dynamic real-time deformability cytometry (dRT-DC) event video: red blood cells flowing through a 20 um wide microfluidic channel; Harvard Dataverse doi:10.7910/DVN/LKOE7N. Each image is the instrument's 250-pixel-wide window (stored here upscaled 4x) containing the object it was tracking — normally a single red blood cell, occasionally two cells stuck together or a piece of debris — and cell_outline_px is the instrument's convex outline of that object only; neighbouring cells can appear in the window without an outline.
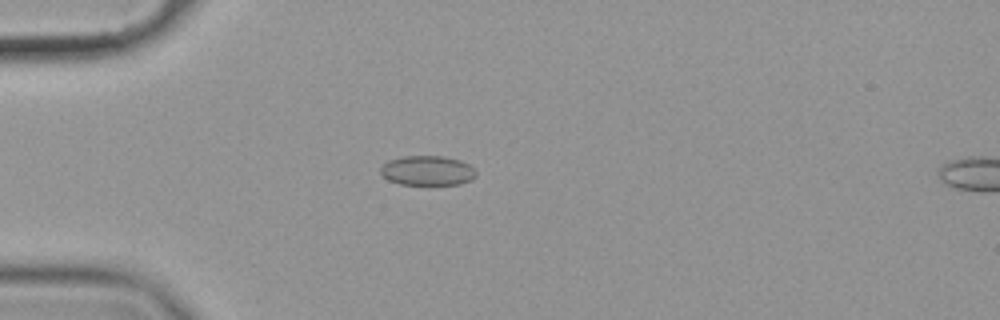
{"species": "common noctule bat (a hibernating species)", "species_latin": "Nyctalus noctula", "temperature_condition": "cold", "stored_images_in_passage": 58, "camera_frame_rate_fps": 3000, "um_per_image_px": 0.085, "animal": {"sex": "female", "body_mass_g": 19.9}, "frame": {"image": 1, "passage_image": 17, "time_ms": 5.333, "image_size_px": [1000, 320], "cell_outline_px": [[476, 176], [472, 180], [460, 184], [400, 184], [388, 180], [380, 172], [380, 168], [388, 160], [404, 156], [444, 156], [460, 160], [468, 164], [476, 172]], "centroid_in_image_um": [36.33, 14.5], "position_along_channel_um": 48.7, "area_um2": 16.47}}
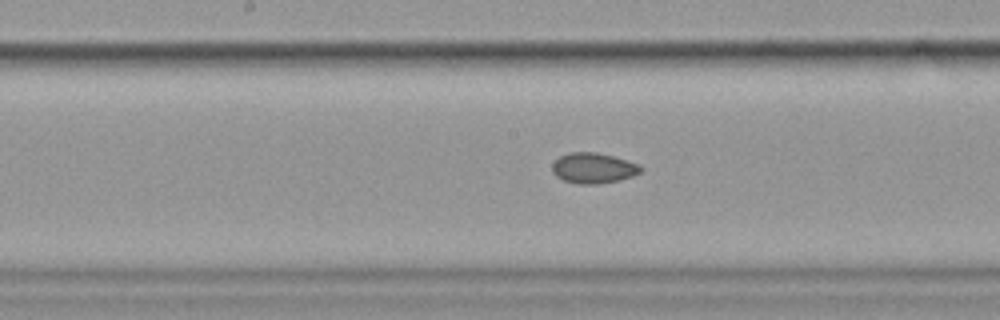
{"frame": {"image": 2, "passage_image": 31, "time_ms": 10.0, "image_size_px": [1000, 320], "cell_outline_px": [[644, 168], [640, 172], [632, 176], [620, 180], [596, 184], [580, 184], [564, 180], [556, 176], [552, 172], [552, 164], [560, 156], [568, 152], [596, 152], [612, 156], [636, 164]], "centroid_in_image_um": [50.4, 14.29], "position_along_channel_um": 197.8, "area_um2": 15.55}}
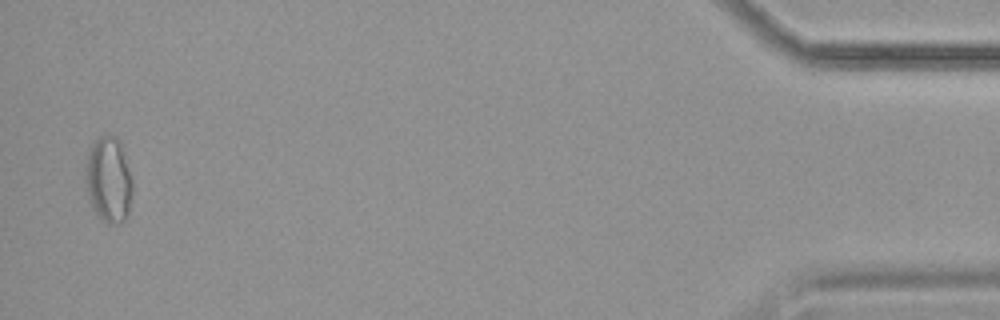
{"frame": {"image": 3, "passage_image": 57, "time_ms": 18.667, "image_size_px": [1000, 320], "cell_outline_px": [[132, 196], [128, 216], [120, 224], [108, 224], [100, 220], [92, 208], [88, 200], [84, 176], [88, 148], [100, 136], [116, 136], [120, 140], [132, 180]], "centroid_in_image_um": [9.21, 15.32], "position_along_channel_um": 426.0, "area_um2": 24.04}, "authors_computed_cell_mechanics": {"area_um2": 16.5019, "velocity_mm_per_s": 3.5566, "shape_relaxation_time_tau1_ms": null, "shape_relaxation_time_tau2_ms": 4.9096, "deformation_change_tau1": null, "deformation_change_tau2": 0.0633}}